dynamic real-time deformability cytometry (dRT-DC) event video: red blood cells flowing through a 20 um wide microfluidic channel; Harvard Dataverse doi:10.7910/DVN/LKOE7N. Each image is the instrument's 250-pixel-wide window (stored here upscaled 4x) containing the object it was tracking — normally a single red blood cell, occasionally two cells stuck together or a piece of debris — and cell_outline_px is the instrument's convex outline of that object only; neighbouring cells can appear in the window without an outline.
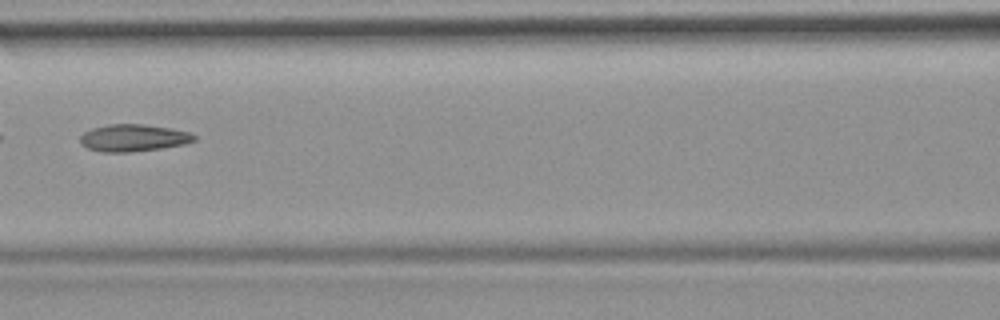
{"species": "common noctule bat (a hibernating species)", "species_latin": "Nyctalus noctula", "temperature_condition": "room temperature", "stored_images_in_passage": 7, "camera_frame_rate_fps": 3000, "um_per_image_px": 0.085, "animal": {"sex": "female", "body_mass_g": 19.9}, "frame": {"image": 1, "passage_image": 6, "time_ms": 1.667, "image_size_px": [1000, 320], "cell_outline_px": [[196, 140], [184, 144], [160, 148], [128, 152], [104, 152], [88, 148], [80, 144], [80, 136], [84, 132], [92, 128], [108, 124], [144, 124], [172, 128], [188, 132], [196, 136]], "centroid_in_image_um": [11.32, 11.71], "position_along_channel_um": 155.3, "area_um2": 17.98}}
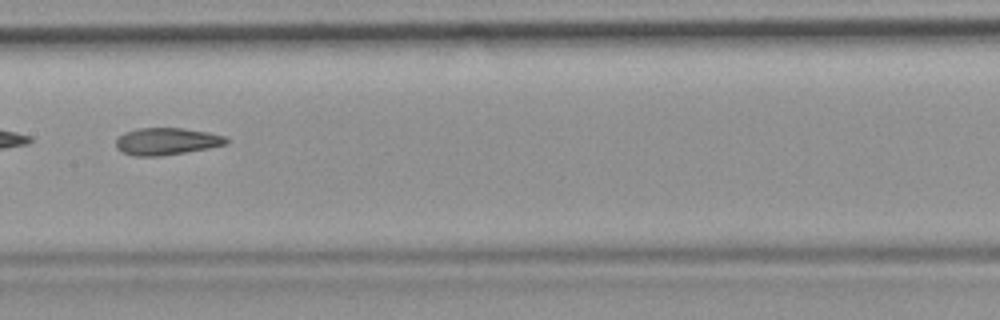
{"frame": {"image": 2, "passage_image": 7, "time_ms": 2.0, "image_size_px": [1000, 320], "cell_outline_px": [[228, 144], [208, 148], [160, 156], [132, 156], [120, 152], [116, 148], [116, 140], [124, 132], [140, 128], [184, 128], [208, 132], [228, 136]], "centroid_in_image_um": [14.17, 12.01], "position_along_channel_um": 193.2, "area_um2": 17.57}}